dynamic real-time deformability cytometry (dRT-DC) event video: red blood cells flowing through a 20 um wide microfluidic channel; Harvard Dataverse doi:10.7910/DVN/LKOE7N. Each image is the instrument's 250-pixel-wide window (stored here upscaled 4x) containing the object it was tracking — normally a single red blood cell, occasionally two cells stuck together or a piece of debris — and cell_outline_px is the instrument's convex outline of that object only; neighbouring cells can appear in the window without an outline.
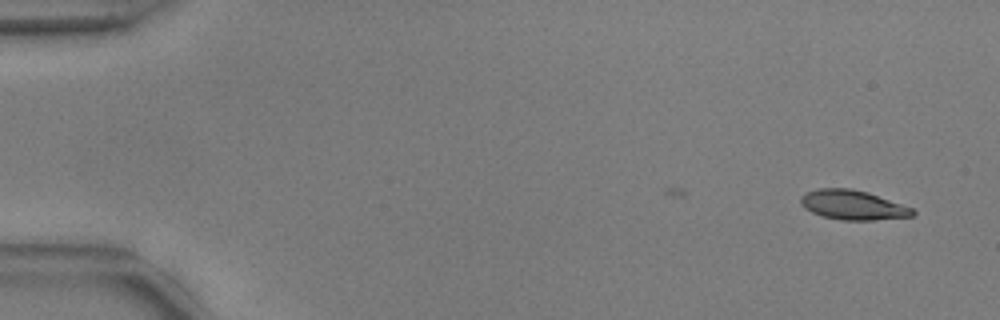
{"species": "common noctule bat (a hibernating species)", "species_latin": "Nyctalus noctula", "temperature_condition": "warm", "stored_images_in_passage": 42, "camera_frame_rate_fps": 3000, "um_per_image_px": 0.085, "animal": {"sex": "male", "body_mass_g": 17.9, "forearm_length_mm": 54.2}, "frame": {"image": 1, "passage_image": 1, "time_ms": 0.0, "image_size_px": [1000, 320], "cell_outline_px": [[916, 212], [912, 216], [872, 220], [840, 220], [824, 216], [812, 212], [804, 208], [800, 204], [800, 196], [804, 192], [816, 188], [852, 188], [868, 192], [912, 208]], "centroid_in_image_um": [72.43, 17.41], "position_along_channel_um": 12.6, "area_um2": 19.31}}
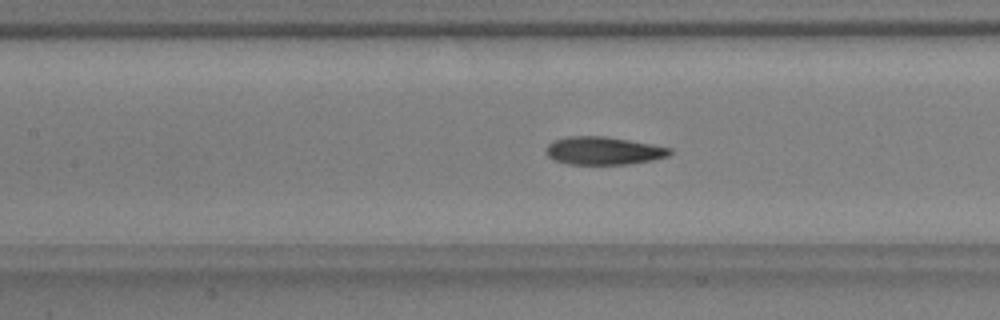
{"frame": {"image": 2, "passage_image": 23, "time_ms": 7.333, "image_size_px": [1000, 320], "cell_outline_px": [[672, 152], [668, 156], [652, 160], [628, 164], [568, 164], [552, 160], [544, 152], [544, 148], [552, 140], [568, 136], [604, 136], [652, 144], [672, 148]], "centroid_in_image_um": [51.24, 12.81], "position_along_channel_um": 156.2, "area_um2": 20.35}}
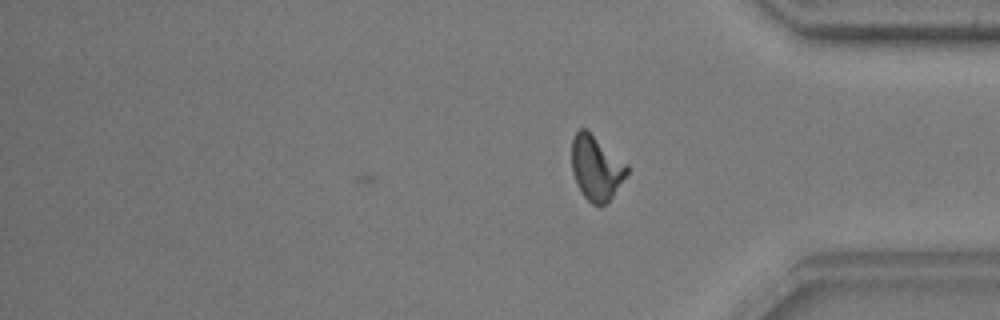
{"frame": {"image": 3, "passage_image": 42, "time_ms": 13.667, "image_size_px": [1000, 320], "cell_outline_px": [[628, 172], [612, 196], [600, 208], [592, 204], [584, 196], [576, 184], [572, 172], [572, 140], [576, 132], [580, 128], [584, 128], [628, 164]], "centroid_in_image_um": [50.66, 14.29], "position_along_channel_um": 384.5, "area_um2": 20.58}, "authors_computed_cell_mechanics": {"area_um2": 20.1433, "velocity_mm_per_s": 3.7574, "shape_relaxation_time_tau1_ms": 7.7468, "shape_relaxation_time_tau2_ms": 1.774, "deformation_change_tau1": 0.2193, "deformation_change_tau2": 0.0901}}